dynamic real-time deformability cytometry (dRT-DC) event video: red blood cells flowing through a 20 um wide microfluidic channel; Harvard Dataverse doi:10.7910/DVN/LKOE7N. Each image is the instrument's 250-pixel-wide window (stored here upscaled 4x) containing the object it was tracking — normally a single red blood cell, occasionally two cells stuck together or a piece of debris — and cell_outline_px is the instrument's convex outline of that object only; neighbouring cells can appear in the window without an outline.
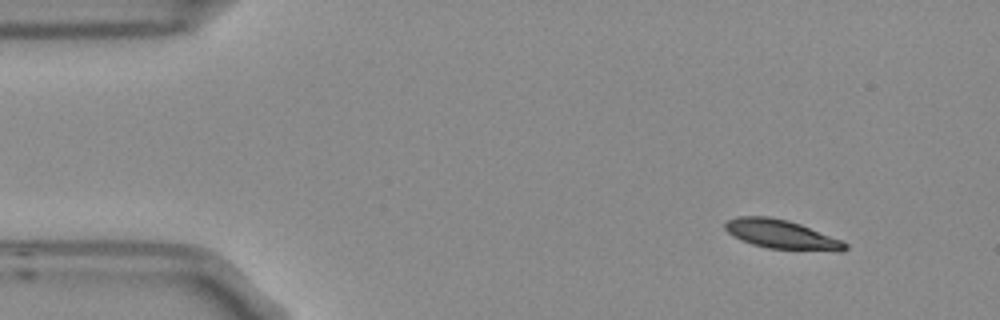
{"species": "Egyptian fruit bat (a non-hibernating species)", "species_latin": "Rousettus aegyptiacus", "temperature_condition": "room temperature", "stored_images_in_passage": 4, "segment_of_instrument_passage": [1, 2], "camera_frame_rate_fps": 3000, "um_per_image_px": 0.085, "frame": {"image": 1, "passage_image": 1, "time_ms": 0.0, "image_size_px": [1000, 320], "cell_outline_px": [[848, 248], [844, 252], [836, 252], [768, 248], [752, 244], [740, 240], [728, 232], [724, 228], [724, 220], [736, 216], [768, 216], [788, 220], [800, 224], [840, 240], [848, 244]], "centroid_in_image_um": [66.41, 19.93], "position_along_channel_um": 18.6, "area_um2": 20.52}}